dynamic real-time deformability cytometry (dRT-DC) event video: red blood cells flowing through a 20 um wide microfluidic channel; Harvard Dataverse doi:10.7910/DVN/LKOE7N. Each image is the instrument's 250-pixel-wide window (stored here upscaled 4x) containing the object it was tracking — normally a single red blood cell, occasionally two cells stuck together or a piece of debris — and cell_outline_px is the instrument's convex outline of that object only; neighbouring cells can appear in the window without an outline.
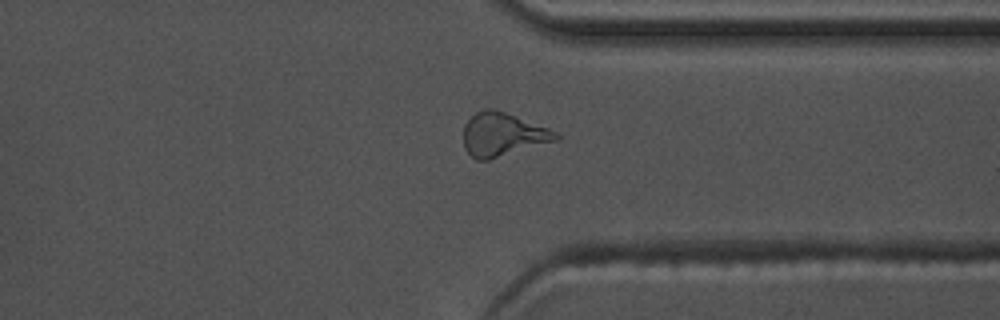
{"species": "common noctule bat (a hibernating species)", "species_latin": "Nyctalus noctula", "temperature_condition": "warm", "stored_images_in_passage": 46, "camera_frame_rate_fps": 3000, "um_per_image_px": 0.085, "animal": {"sex": "male", "body_mass_g": 17.5, "forearm_length_mm": 52.3}, "frame": {"image": 1, "passage_image": 33, "time_ms": 10.667, "image_size_px": [1000, 320], "cell_outline_px": [[560, 140], [488, 160], [476, 160], [464, 148], [464, 124], [476, 112], [484, 108], [492, 108], [516, 116], [548, 128], [556, 132], [560, 136]], "centroid_in_image_um": [42.74, 11.44], "position_along_channel_um": 368.7, "area_um2": 23.41}}
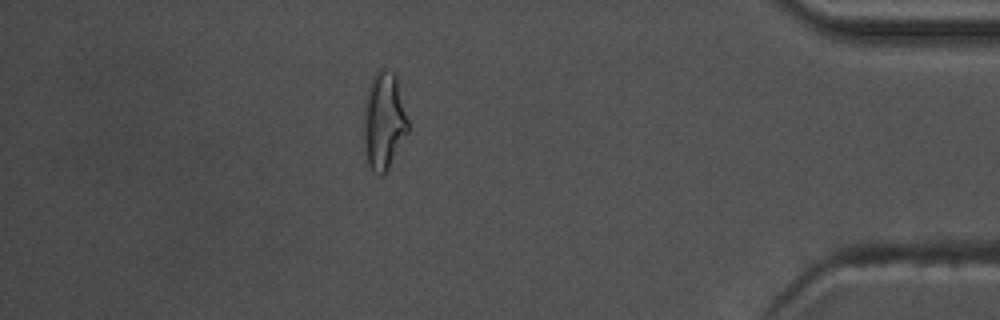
{"frame": {"image": 2, "passage_image": 39, "time_ms": 12.667, "image_size_px": [1000, 320], "cell_outline_px": [[412, 128], [384, 176], [380, 176], [372, 172], [368, 164], [364, 152], [364, 100], [372, 76], [380, 68], [388, 68], [396, 72]], "centroid_in_image_um": [32.68, 10.27], "position_along_channel_um": 402.5, "area_um2": 26.53}, "authors_computed_cell_mechanics": {"area_um2": 21.4438, "velocity_mm_per_s": 3.7286, "shape_relaxation_time_tau1_ms": 4.9226, "shape_relaxation_time_tau2_ms": 1.801, "deformation_change_tau1": 0.1871, "deformation_change_tau2": 0.122}}